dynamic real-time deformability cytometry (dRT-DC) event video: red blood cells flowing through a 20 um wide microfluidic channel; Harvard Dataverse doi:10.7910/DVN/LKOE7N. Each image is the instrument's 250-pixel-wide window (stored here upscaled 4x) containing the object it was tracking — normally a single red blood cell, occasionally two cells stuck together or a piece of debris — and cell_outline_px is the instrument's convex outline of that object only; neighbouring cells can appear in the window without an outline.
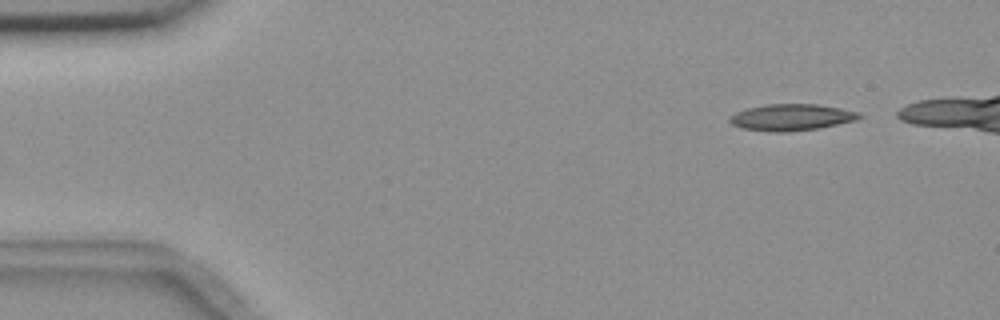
{"species": "common noctule bat (a hibernating species)", "species_latin": "Nyctalus noctula", "temperature_condition": "room temperature", "stored_images_in_passage": 5, "camera_frame_rate_fps": 3000, "um_per_image_px": 0.085, "animal": {"sex": "female", "body_mass_g": 18.4}, "frame": {"image": 1, "passage_image": 1, "time_ms": 0.0, "image_size_px": [1000, 320], "cell_outline_px": [[864, 116], [856, 120], [820, 128], [788, 132], [768, 132], [740, 128], [732, 124], [728, 120], [728, 116], [744, 108], [764, 104], [816, 104], [840, 108], [860, 112]], "centroid_in_image_um": [67.23, 9.97], "position_along_channel_um": 17.8, "area_um2": 20.4}}